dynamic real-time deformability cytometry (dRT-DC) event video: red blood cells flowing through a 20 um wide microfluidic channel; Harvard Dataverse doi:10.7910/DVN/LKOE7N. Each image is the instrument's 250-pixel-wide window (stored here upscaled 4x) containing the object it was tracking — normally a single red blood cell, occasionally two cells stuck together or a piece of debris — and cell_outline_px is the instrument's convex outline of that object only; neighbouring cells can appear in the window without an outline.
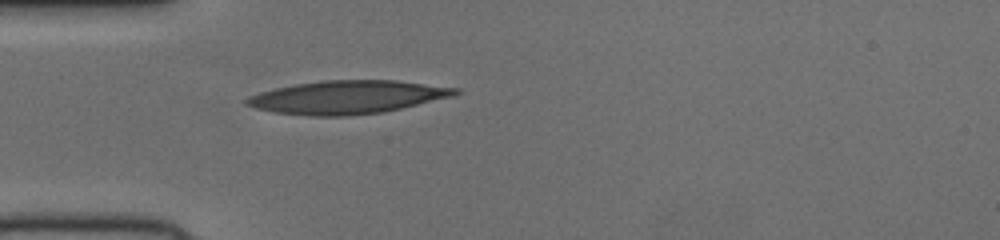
{"species": "human", "species_latin": "Homo sapiens", "temperature_condition": "cold", "stored_images_in_passage": 33, "camera_frame_rate_fps": 3000, "um_per_image_px": 0.085, "donor": {"sex": "female"}, "frame": {"image": 1, "passage_image": 1, "time_ms": 0.0, "image_size_px": [1000, 240], "cell_outline_px": [[460, 92], [452, 96], [384, 112], [348, 116], [312, 116], [276, 112], [256, 108], [244, 104], [244, 100], [248, 96], [260, 92], [276, 88], [296, 84], [320, 80], [396, 80], [460, 88]], "centroid_in_image_um": [29.51, 8.25], "position_along_channel_um": 55.5, "area_um2": 40.29}}
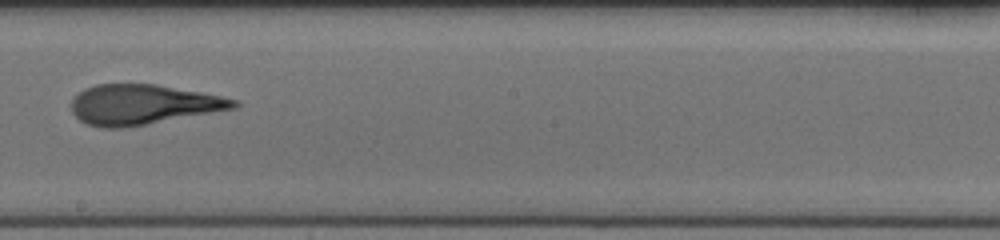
{"frame": {"image": 2, "passage_image": 15, "time_ms": 4.667, "image_size_px": [1000, 240], "cell_outline_px": [[240, 104], [236, 108], [124, 128], [100, 128], [88, 124], [80, 120], [72, 112], [72, 100], [84, 88], [96, 84], [156, 84], [200, 92], [220, 96], [236, 100]], "centroid_in_image_um": [12.13, 8.89], "position_along_channel_um": 236.1, "area_um2": 37.57}}
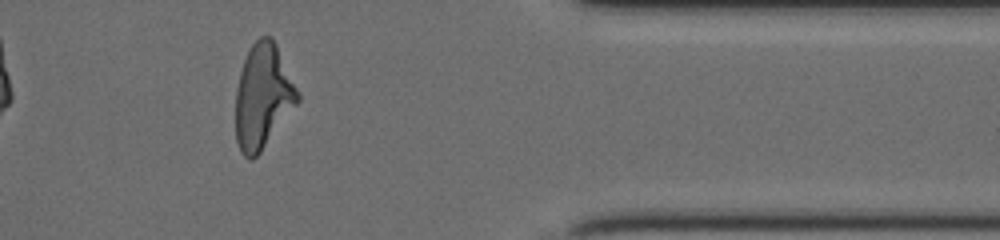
{"frame": {"image": 3, "passage_image": 28, "time_ms": 9.0, "image_size_px": [1000, 240], "cell_outline_px": [[300, 100], [260, 152], [252, 160], [248, 160], [240, 152], [236, 140], [236, 88], [240, 72], [244, 60], [252, 44], [260, 36], [272, 36], [300, 92]], "centroid_in_image_um": [22.35, 8.2], "position_along_channel_um": 389.1, "area_um2": 37.69}}